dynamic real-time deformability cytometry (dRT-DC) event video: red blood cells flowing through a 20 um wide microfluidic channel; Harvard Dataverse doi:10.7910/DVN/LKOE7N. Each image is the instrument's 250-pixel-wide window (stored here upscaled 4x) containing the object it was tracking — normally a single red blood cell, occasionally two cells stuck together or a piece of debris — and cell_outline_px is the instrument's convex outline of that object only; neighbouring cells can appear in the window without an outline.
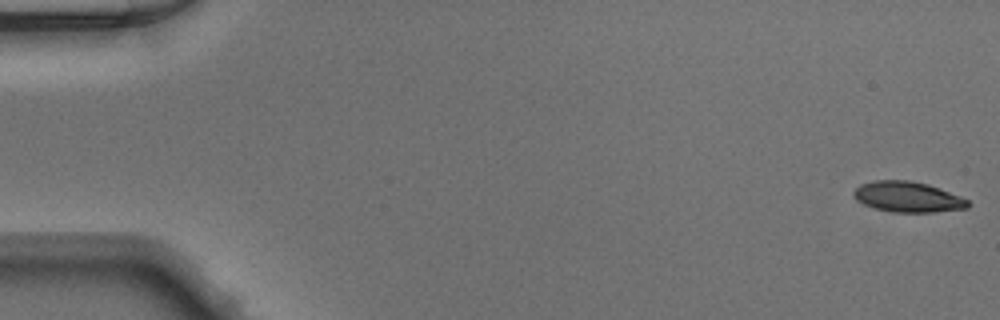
{"species": "Egyptian fruit bat (a non-hibernating species)", "species_latin": "Rousettus aegyptiacus", "temperature_condition": "warm", "stored_images_in_passage": 49, "camera_frame_rate_fps": 3000, "um_per_image_px": 0.085, "animal": {"sex": "male"}, "frame": {"image": 1, "passage_image": 1, "time_ms": 0.0, "image_size_px": [1000, 320], "cell_outline_px": [[968, 208], [932, 212], [892, 212], [876, 208], [864, 204], [856, 200], [852, 192], [860, 184], [872, 180], [912, 180], [928, 184], [940, 188], [960, 196], [968, 200]], "centroid_in_image_um": [77.14, 16.72], "position_along_channel_um": 7.9, "area_um2": 20.35}}
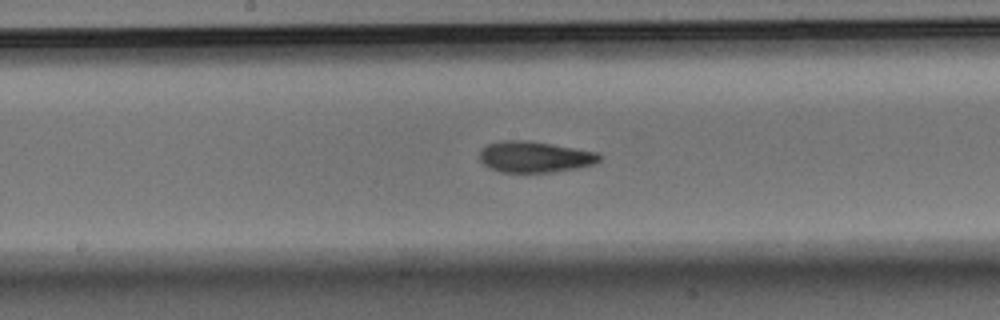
{"frame": {"image": 2, "passage_image": 26, "time_ms": 8.333, "image_size_px": [1000, 320], "cell_outline_px": [[604, 156], [600, 160], [592, 164], [576, 168], [552, 172], [500, 172], [488, 168], [480, 160], [480, 148], [488, 144], [500, 140], [528, 140], [600, 152]], "centroid_in_image_um": [45.45, 13.32], "position_along_channel_um": 202.7, "area_um2": 21.96}}
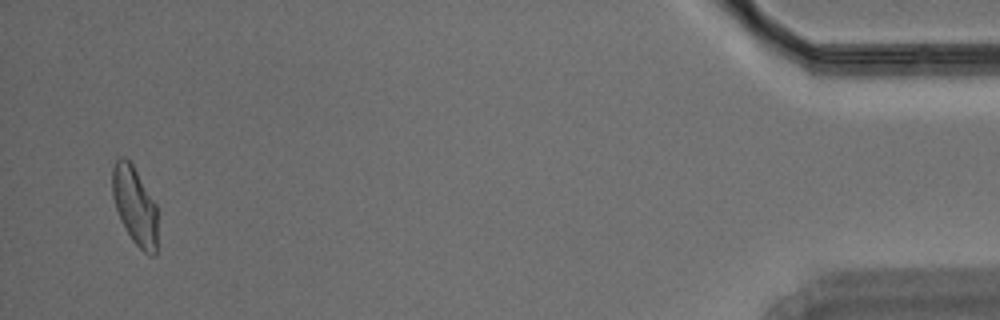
{"frame": {"image": 3, "passage_image": 48, "time_ms": 15.667, "image_size_px": [1000, 320], "cell_outline_px": [[156, 252], [152, 256], [148, 256], [132, 240], [116, 208], [112, 196], [112, 168], [116, 160], [120, 156], [124, 156], [132, 164], [156, 204]], "centroid_in_image_um": [11.45, 17.45], "position_along_channel_um": 423.8, "area_um2": 20.17}}